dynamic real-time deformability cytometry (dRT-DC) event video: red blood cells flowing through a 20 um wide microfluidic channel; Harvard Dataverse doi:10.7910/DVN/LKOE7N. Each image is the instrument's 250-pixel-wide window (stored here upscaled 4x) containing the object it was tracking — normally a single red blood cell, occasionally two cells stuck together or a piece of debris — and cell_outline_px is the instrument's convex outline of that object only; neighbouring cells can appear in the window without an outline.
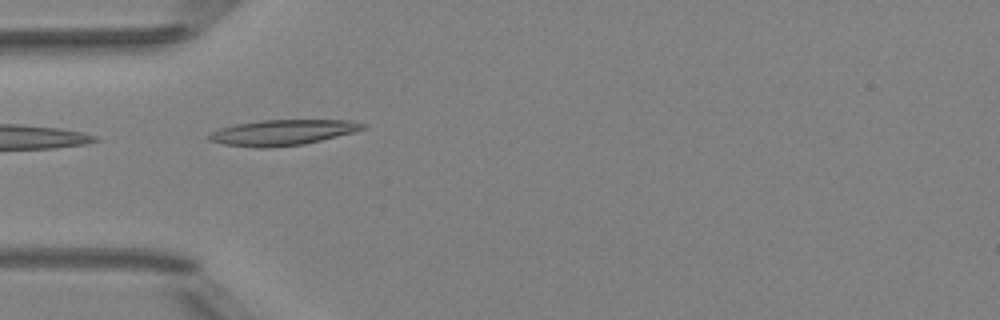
{"species": "Egyptian fruit bat (a non-hibernating species)", "species_latin": "Rousettus aegyptiacus", "temperature_condition": "room temperature", "stored_images_in_passage": 6, "camera_frame_rate_fps": 3000, "um_per_image_px": 0.085, "animal": {"sex": "female"}, "frame": {"image": 1, "passage_image": 5, "time_ms": 4.667, "image_size_px": [1000, 320], "cell_outline_px": [[364, 128], [356, 132], [304, 144], [268, 148], [256, 148], [224, 144], [208, 140], [208, 132], [220, 128], [236, 124], [260, 120], [348, 120], [364, 124]], "centroid_in_image_um": [23.97, 11.26], "position_along_channel_um": 61.0, "area_um2": 22.95}}
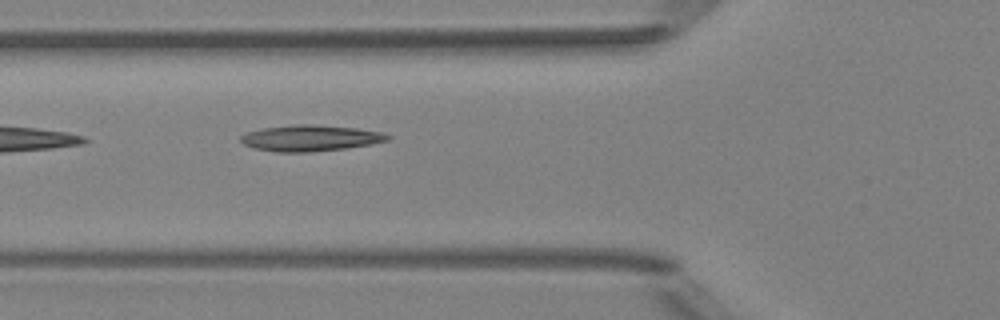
{"frame": {"image": 2, "passage_image": 6, "time_ms": 5.667, "image_size_px": [1000, 320], "cell_outline_px": [[392, 136], [388, 140], [368, 144], [344, 148], [308, 152], [276, 152], [252, 148], [244, 144], [240, 140], [240, 136], [248, 132], [264, 128], [292, 124], [312, 124], [356, 128], [380, 132]], "centroid_in_image_um": [26.33, 11.73], "position_along_channel_um": 99.5, "area_um2": 22.14}}